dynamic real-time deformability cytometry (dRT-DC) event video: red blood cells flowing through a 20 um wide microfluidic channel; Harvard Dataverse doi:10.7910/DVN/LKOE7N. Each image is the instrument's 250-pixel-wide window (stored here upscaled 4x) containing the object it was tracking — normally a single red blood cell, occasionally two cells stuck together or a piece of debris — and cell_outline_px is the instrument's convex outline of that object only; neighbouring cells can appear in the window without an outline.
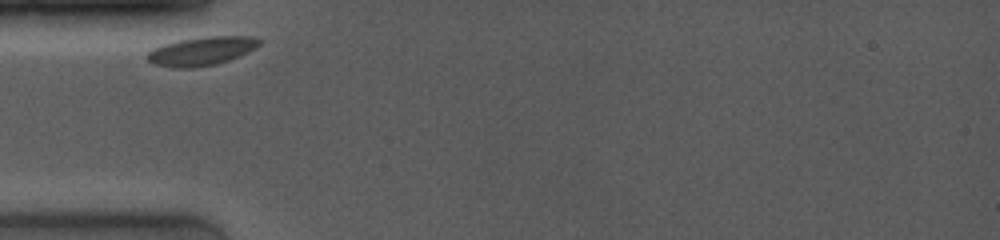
{"species": "common noctule bat (a hibernating species)", "species_latin": "Nyctalus noctula", "temperature_condition": "room temperature", "stored_images_in_passage": 7, "camera_frame_rate_fps": 4000, "um_per_image_px": 0.085, "animal": {"sex": "female", "body_mass_g": 19.0, "forearm_length_mm": 53.3}, "frame": {"image": 1, "passage_image": 1, "time_ms": 0.0, "image_size_px": [1000, 240], "cell_outline_px": [[260, 44], [256, 48], [240, 56], [216, 64], [192, 68], [176, 68], [156, 64], [148, 60], [144, 56], [152, 48], [164, 44], [180, 40], [204, 36], [252, 36], [260, 40]], "centroid_in_image_um": [17.13, 4.34], "position_along_channel_um": 67.9, "area_um2": 18.73}}
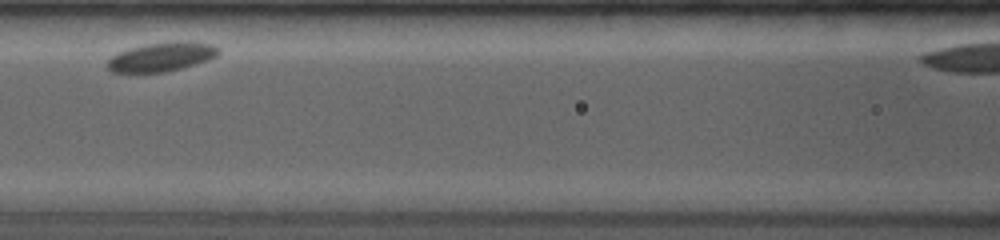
{"frame": {"image": 2, "passage_image": 4, "time_ms": 2.5, "image_size_px": [1000, 240], "cell_outline_px": [[220, 52], [216, 56], [208, 60], [196, 64], [164, 72], [112, 72], [104, 64], [116, 52], [128, 48], [144, 44], [212, 44], [220, 48]], "centroid_in_image_um": [13.64, 4.88], "position_along_channel_um": 153.0, "area_um2": 18.03}}